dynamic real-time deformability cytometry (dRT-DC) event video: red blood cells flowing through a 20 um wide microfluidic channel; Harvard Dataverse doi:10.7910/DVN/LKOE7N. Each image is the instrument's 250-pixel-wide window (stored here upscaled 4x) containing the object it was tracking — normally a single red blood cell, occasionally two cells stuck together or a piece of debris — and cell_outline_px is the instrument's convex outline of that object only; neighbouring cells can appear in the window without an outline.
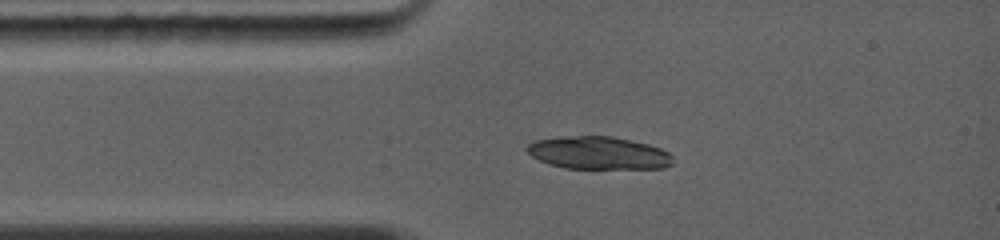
{"species": "common noctule bat (a hibernating species)", "species_latin": "Nyctalus noctula", "temperature_condition": "warm", "stored_images_in_passage": 2, "camera_frame_rate_fps": 5000, "um_per_image_px": 0.085, "animal": {"sex": "female", "body_mass_g": 19.0, "forearm_length_mm": 56.7}, "frame": {"image": 1, "passage_image": 1, "time_ms": 0.0, "image_size_px": [1000, 240], "cell_outline_px": [[668, 164], [660, 168], [568, 168], [552, 164], [540, 160], [532, 156], [528, 152], [528, 144], [536, 140], [576, 136], [608, 136], [628, 140], [660, 148], [668, 152]], "centroid_in_image_um": [50.81, 13.0], "position_along_channel_um": 34.2, "area_um2": 26.65}}